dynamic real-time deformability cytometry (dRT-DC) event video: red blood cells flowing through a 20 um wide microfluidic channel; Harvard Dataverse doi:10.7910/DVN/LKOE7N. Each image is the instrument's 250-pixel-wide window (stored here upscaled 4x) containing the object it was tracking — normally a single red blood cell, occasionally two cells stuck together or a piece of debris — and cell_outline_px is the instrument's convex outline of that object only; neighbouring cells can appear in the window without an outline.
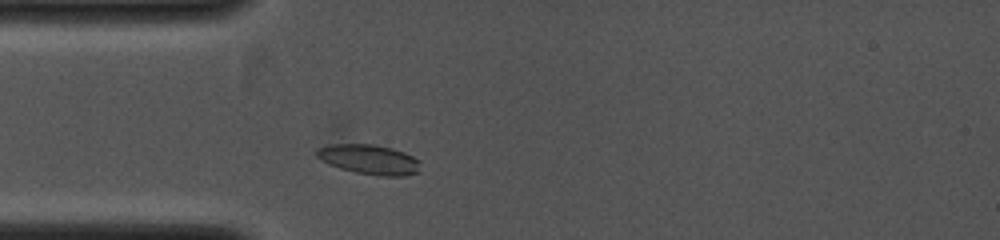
{"species": "common noctule bat (a hibernating species)", "species_latin": "Nyctalus noctula", "temperature_condition": "cold", "stored_images_in_passage": 32, "camera_frame_rate_fps": 4000, "um_per_image_px": 0.085, "animal": {"sex": "female", "body_mass_g": 19.0, "forearm_length_mm": 53.3}, "frame": {"image": 1, "passage_image": 5, "time_ms": 1.0, "image_size_px": [1000, 240], "cell_outline_px": [[420, 172], [404, 176], [384, 176], [356, 172], [340, 168], [328, 164], [320, 160], [316, 156], [316, 148], [332, 128], [344, 116], [420, 160]], "centroid_in_image_um": [30.98, 12.92], "position_along_channel_um": 54.0, "area_um2": 26.41}}
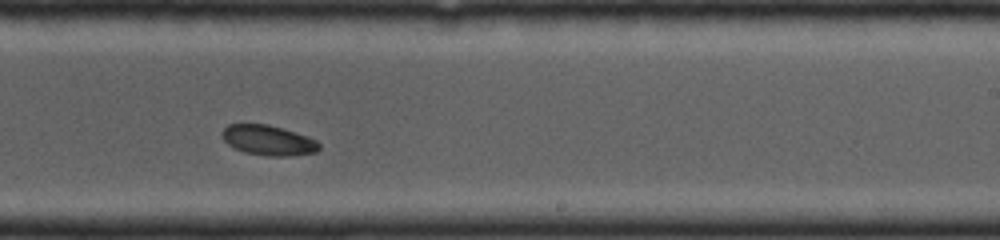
{"frame": {"image": 2, "passage_image": 20, "time_ms": 4.75, "image_size_px": [1000, 240], "cell_outline_px": [[320, 148], [316, 152], [292, 156], [268, 156], [244, 152], [228, 144], [224, 140], [220, 132], [228, 124], [268, 124], [308, 136], [316, 140], [320, 144]], "centroid_in_image_um": [22.81, 11.92], "position_along_channel_um": 266.2, "area_um2": 17.05}}
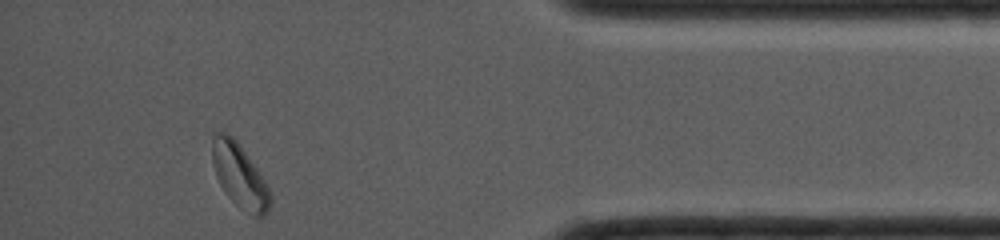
{"frame": {"image": 3, "passage_image": 32, "time_ms": 7.75, "image_size_px": [1000, 240], "cell_outline_px": [[272, 204], [268, 212], [264, 216], [252, 216], [236, 204], [224, 192], [216, 176], [212, 164], [212, 136], [216, 132], [228, 132], [236, 140], [256, 168], [264, 180], [272, 196]], "centroid_in_image_um": [20.36, 14.95], "position_along_channel_um": 414.8, "area_um2": 21.56}}